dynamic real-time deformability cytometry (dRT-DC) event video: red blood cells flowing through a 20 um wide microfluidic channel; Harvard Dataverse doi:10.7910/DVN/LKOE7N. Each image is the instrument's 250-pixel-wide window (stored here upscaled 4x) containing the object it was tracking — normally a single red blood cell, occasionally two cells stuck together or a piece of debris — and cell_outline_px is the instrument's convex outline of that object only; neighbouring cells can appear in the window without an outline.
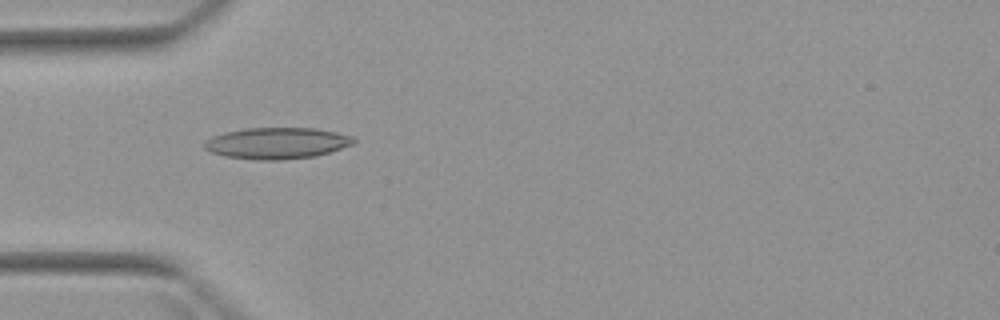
{"species": "Egyptian fruit bat (a non-hibernating species)", "species_latin": "Rousettus aegyptiacus", "temperature_condition": "warm", "stored_images_in_passage": 3, "camera_frame_rate_fps": 3000, "um_per_image_px": 0.085, "animal": {"sex": "female"}, "frame": {"image": 1, "passage_image": 2, "time_ms": 2.333, "image_size_px": [1000, 320], "cell_outline_px": [[356, 140], [352, 144], [316, 156], [284, 160], [256, 160], [224, 156], [212, 152], [204, 148], [204, 144], [212, 136], [224, 132], [244, 128], [316, 128], [336, 132], [352, 136]], "centroid_in_image_um": [23.52, 12.17], "position_along_channel_um": 61.5, "area_um2": 27.22}}
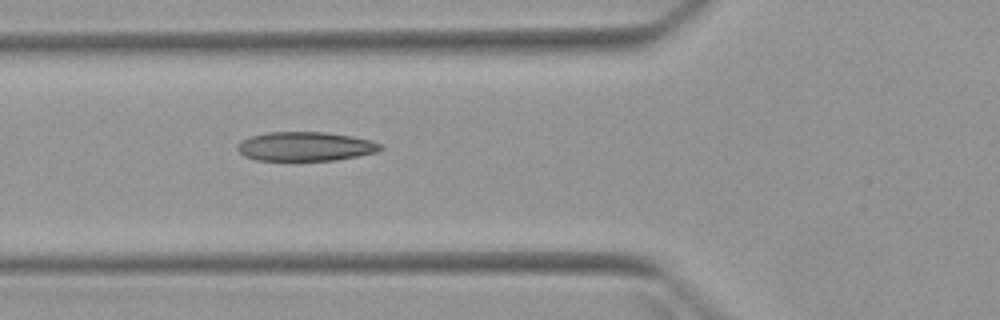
{"frame": {"image": 2, "passage_image": 3, "time_ms": 3.333, "image_size_px": [1000, 320], "cell_outline_px": [[384, 148], [376, 152], [336, 160], [256, 160], [244, 156], [236, 148], [236, 144], [240, 140], [252, 136], [268, 132], [324, 132], [352, 136], [384, 144]], "centroid_in_image_um": [25.94, 12.44], "position_along_channel_um": 99.9, "area_um2": 24.28}}